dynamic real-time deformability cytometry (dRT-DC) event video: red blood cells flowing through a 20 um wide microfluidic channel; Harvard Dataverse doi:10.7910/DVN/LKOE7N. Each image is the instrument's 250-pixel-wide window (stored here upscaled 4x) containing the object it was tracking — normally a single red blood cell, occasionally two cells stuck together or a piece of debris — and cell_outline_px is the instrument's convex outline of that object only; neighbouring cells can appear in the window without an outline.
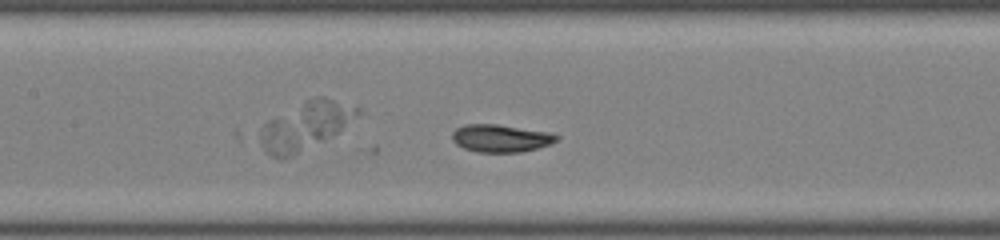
{"species": "common noctule bat (a hibernating species)", "species_latin": "Nyctalus noctula", "temperature_condition": "room temperature", "stored_images_in_passage": 22, "camera_frame_rate_fps": 3000, "um_per_image_px": 0.085, "animal": {"sex": "male", "body_mass_g": 19.0, "forearm_length_mm": 50.8}, "frame": {"image": 1, "passage_image": 9, "time_ms": 2.667, "image_size_px": [1000, 240], "cell_outline_px": [[560, 136], [552, 144], [520, 152], [476, 152], [464, 148], [456, 144], [452, 140], [452, 132], [456, 128], [464, 124], [496, 124], [552, 132]], "centroid_in_image_um": [42.56, 11.74], "position_along_channel_um": 164.8, "area_um2": 16.94}}
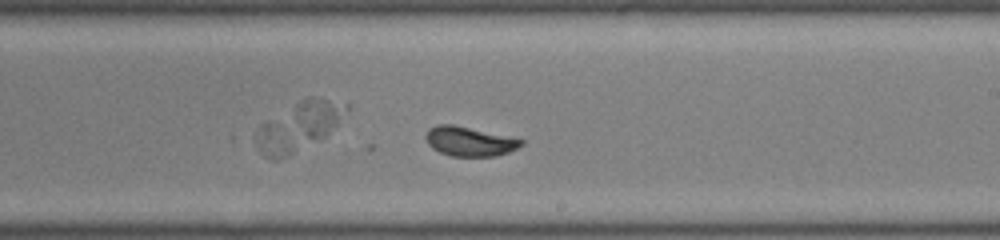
{"frame": {"image": 2, "passage_image": 15, "time_ms": 4.667, "image_size_px": [1000, 240], "cell_outline_px": [[524, 144], [508, 152], [496, 156], [452, 156], [440, 152], [432, 148], [428, 144], [424, 136], [428, 128], [436, 124], [452, 124], [524, 140]], "centroid_in_image_um": [39.85, 12.01], "position_along_channel_um": 249.1, "area_um2": 16.24}}
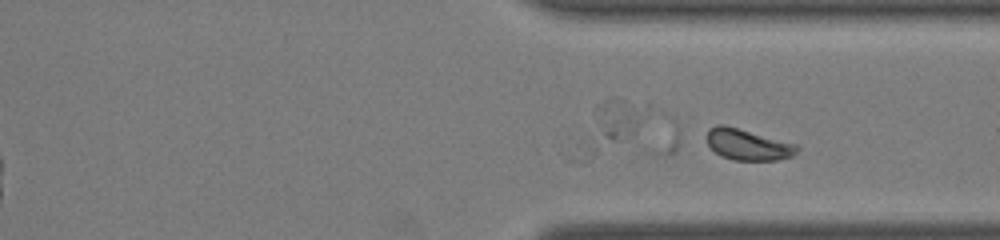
{"frame": {"image": 3, "passage_image": 22, "time_ms": 7.0, "image_size_px": [1000, 240], "cell_outline_px": [[800, 148], [792, 156], [776, 160], [732, 160], [720, 156], [708, 144], [708, 128], [716, 124], [724, 124], [800, 144]], "centroid_in_image_um": [63.6, 12.28], "position_along_channel_um": 347.8, "area_um2": 16.59}}